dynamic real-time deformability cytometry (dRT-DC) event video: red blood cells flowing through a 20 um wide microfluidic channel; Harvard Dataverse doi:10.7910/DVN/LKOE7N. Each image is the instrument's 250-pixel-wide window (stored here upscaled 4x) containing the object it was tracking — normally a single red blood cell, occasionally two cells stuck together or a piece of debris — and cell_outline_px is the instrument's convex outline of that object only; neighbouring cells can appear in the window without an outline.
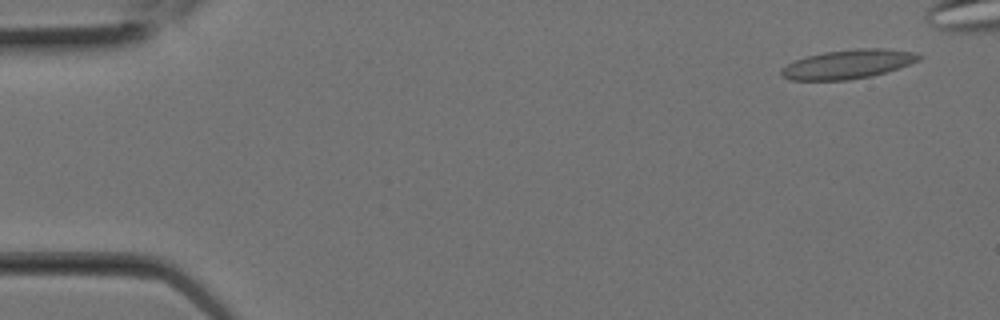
{"species": "Egyptian fruit bat (a non-hibernating species)", "species_latin": "Rousettus aegyptiacus", "temperature_condition": "room temperature", "stored_images_in_passage": 3, "camera_frame_rate_fps": 3000, "um_per_image_px": 0.085, "animal": {"sex": "female"}, "frame": {"image": 1, "passage_image": 1, "time_ms": 0.0, "image_size_px": [1000, 320], "cell_outline_px": [[924, 56], [920, 60], [900, 68], [872, 76], [848, 80], [788, 80], [780, 76], [780, 68], [796, 60], [808, 56], [824, 52], [856, 48], [884, 48], [916, 52]], "centroid_in_image_um": [72.11, 5.45], "position_along_channel_um": 12.9, "area_um2": 23.58}}